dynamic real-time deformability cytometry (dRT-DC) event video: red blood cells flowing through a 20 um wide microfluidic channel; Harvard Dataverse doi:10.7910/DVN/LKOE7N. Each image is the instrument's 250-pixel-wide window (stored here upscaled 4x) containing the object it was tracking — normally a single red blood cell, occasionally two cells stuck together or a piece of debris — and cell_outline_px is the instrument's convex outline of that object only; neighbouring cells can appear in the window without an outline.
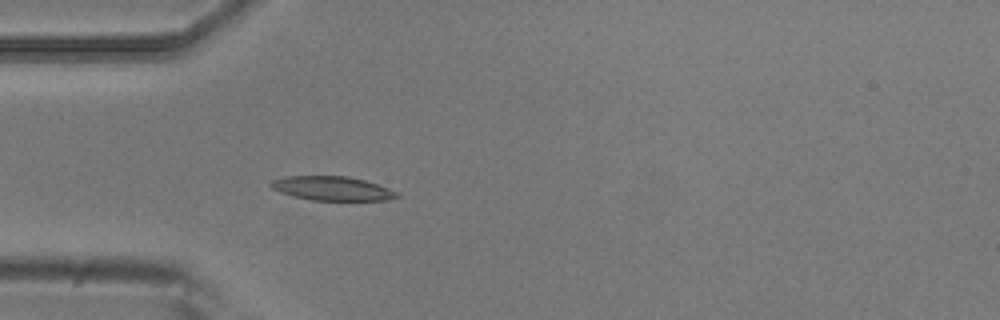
{"species": "common noctule bat (a hibernating species)", "species_latin": "Nyctalus noctula", "temperature_condition": "room temperature", "stored_images_in_passage": 3, "camera_frame_rate_fps": 3000, "um_per_image_px": 0.085, "animal": {"sex": "male", "body_mass_g": 20.5, "forearm_length_mm": 52.5}, "frame": {"image": 1, "passage_image": 3, "time_ms": 0.667, "image_size_px": [1000, 320], "cell_outline_px": [[400, 196], [388, 200], [312, 200], [280, 192], [272, 188], [268, 184], [272, 180], [288, 176], [348, 176], [364, 180], [400, 192]], "centroid_in_image_um": [28.26, 16.01], "position_along_channel_um": 56.7, "area_um2": 17.57}}